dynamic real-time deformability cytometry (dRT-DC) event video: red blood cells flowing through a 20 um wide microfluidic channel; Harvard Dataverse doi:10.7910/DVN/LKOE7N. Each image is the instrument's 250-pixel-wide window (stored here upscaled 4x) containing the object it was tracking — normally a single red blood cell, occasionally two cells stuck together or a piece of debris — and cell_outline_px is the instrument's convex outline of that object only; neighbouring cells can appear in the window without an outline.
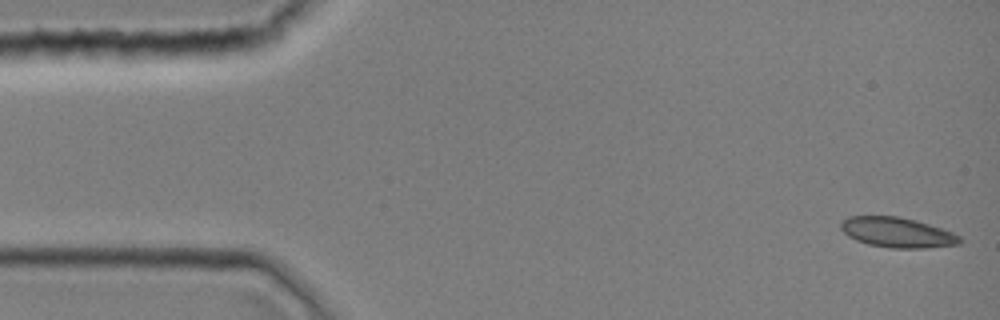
{"species": "common noctule bat (a hibernating species)", "species_latin": "Nyctalus noctula", "temperature_condition": "room temperature", "stored_images_in_passage": 43, "camera_frame_rate_fps": 3000, "um_per_image_px": 0.085, "animal": {"sex": "female", "body_mass_g": 19.0, "forearm_length_mm": 51.5}, "frame": {"image": 1, "passage_image": 1, "time_ms": 0.0, "image_size_px": [1000, 320], "cell_outline_px": [[960, 244], [924, 248], [892, 248], [868, 244], [856, 240], [848, 236], [840, 228], [840, 220], [848, 216], [896, 216], [916, 220], [952, 232], [960, 236]], "centroid_in_image_um": [76.22, 19.75], "position_along_channel_um": 8.8, "area_um2": 20.81}}
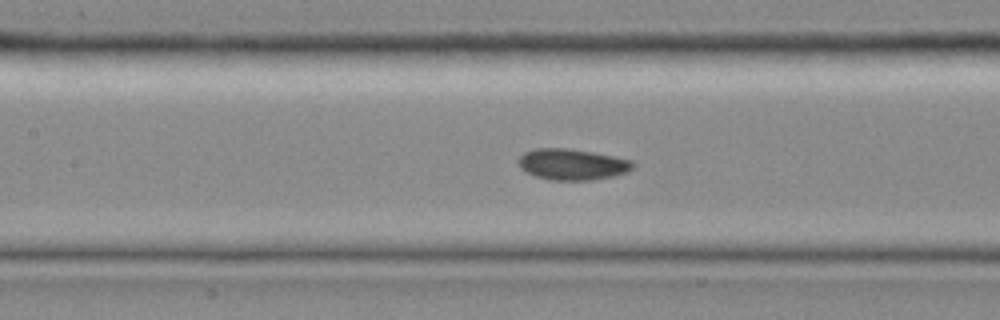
{"frame": {"image": 2, "passage_image": 19, "time_ms": 6.0, "image_size_px": [1000, 320], "cell_outline_px": [[636, 164], [628, 172], [612, 176], [592, 180], [548, 180], [524, 172], [520, 168], [516, 160], [524, 152], [532, 148], [568, 148], [592, 152], [632, 160]], "centroid_in_image_um": [48.59, 13.97], "position_along_channel_um": 158.8, "area_um2": 20.98}}
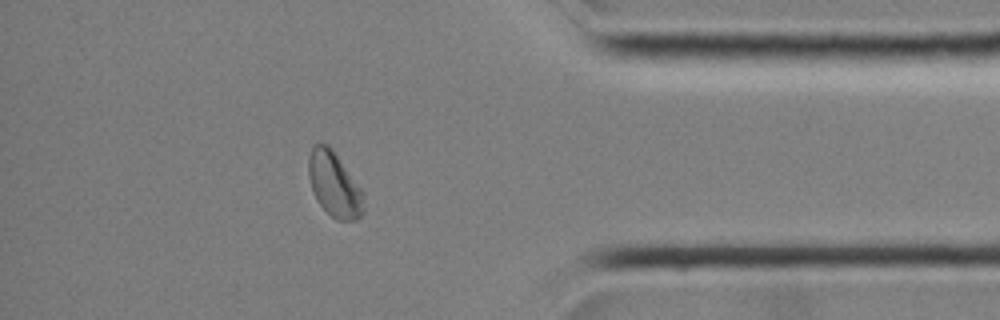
{"frame": {"image": 3, "passage_image": 37, "time_ms": 12.0, "image_size_px": [1000, 320], "cell_outline_px": [[364, 212], [356, 220], [336, 220], [316, 200], [308, 176], [308, 156], [312, 148], [316, 144], [328, 144], [332, 148], [364, 192]], "centroid_in_image_um": [28.43, 15.68], "position_along_channel_um": 406.8, "area_um2": 20.87}}